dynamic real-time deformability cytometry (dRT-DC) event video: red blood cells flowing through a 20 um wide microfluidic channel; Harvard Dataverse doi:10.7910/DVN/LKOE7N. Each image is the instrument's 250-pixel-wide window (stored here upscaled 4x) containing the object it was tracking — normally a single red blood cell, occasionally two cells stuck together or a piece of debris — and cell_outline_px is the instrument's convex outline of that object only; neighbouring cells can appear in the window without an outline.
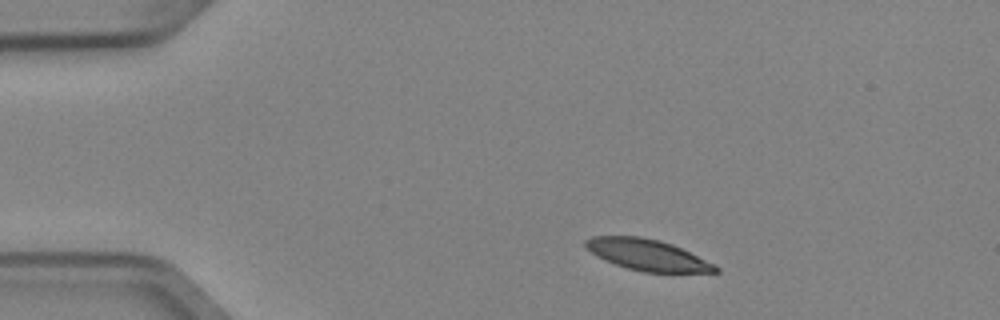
{"species": "Egyptian fruit bat (a non-hibernating species)", "species_latin": "Rousettus aegyptiacus", "temperature_condition": "cold", "stored_images_in_passage": 44, "camera_frame_rate_fps": 3000, "um_per_image_px": 0.085, "animal": {"sex": "female"}, "frame": {"image": 1, "passage_image": 1, "time_ms": 0.0, "image_size_px": [1000, 320], "cell_outline_px": [[720, 272], [644, 272], [628, 268], [604, 260], [596, 256], [584, 244], [584, 240], [592, 236], [640, 236], [660, 240], [672, 244], [720, 268]], "centroid_in_image_um": [54.98, 21.65], "position_along_channel_um": 30.0, "area_um2": 23.18}}
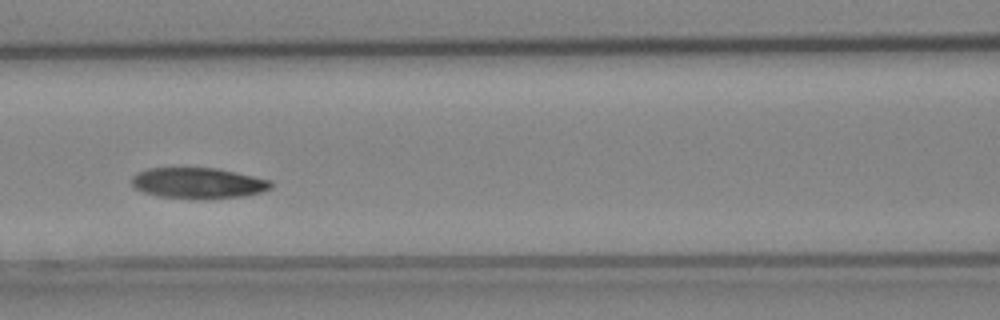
{"frame": {"image": 2, "passage_image": 15, "time_ms": 4.667, "image_size_px": [1000, 320], "cell_outline_px": [[272, 188], [260, 192], [244, 196], [204, 200], [160, 196], [144, 192], [136, 188], [132, 184], [132, 176], [136, 172], [148, 168], [216, 168], [272, 180]], "centroid_in_image_um": [16.85, 15.57], "position_along_channel_um": 149.7, "area_um2": 25.14}}
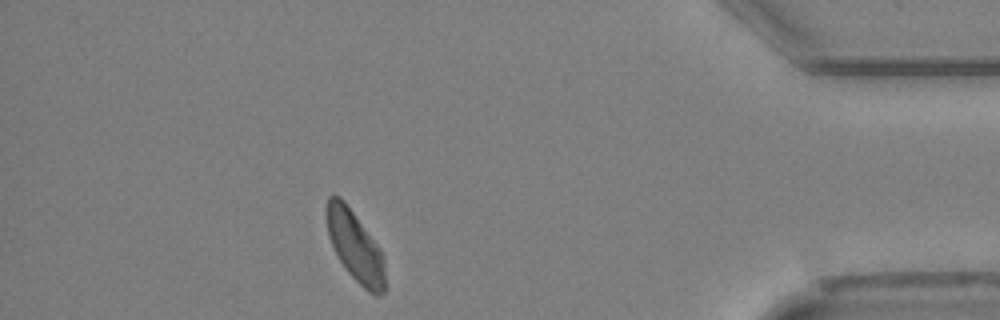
{"frame": {"image": 3, "passage_image": 38, "time_ms": 12.333, "image_size_px": [1000, 320], "cell_outline_px": [[384, 292], [376, 296], [368, 292], [348, 272], [340, 260], [328, 236], [324, 212], [324, 208], [328, 196], [340, 196], [344, 200], [380, 248], [384, 260]], "centroid_in_image_um": [30.15, 20.88], "position_along_channel_um": 405.1, "area_um2": 23.93}, "authors_computed_cell_mechanics": {"area_um2": 24.8251, "velocity_mm_per_s": 3.9005, "shape_relaxation_time_tau1_ms": 2.4981, "shape_relaxation_time_tau2_ms": 10.2359, "deformation_change_tau1": 0.0899, "deformation_change_tau2": 0.1544}}